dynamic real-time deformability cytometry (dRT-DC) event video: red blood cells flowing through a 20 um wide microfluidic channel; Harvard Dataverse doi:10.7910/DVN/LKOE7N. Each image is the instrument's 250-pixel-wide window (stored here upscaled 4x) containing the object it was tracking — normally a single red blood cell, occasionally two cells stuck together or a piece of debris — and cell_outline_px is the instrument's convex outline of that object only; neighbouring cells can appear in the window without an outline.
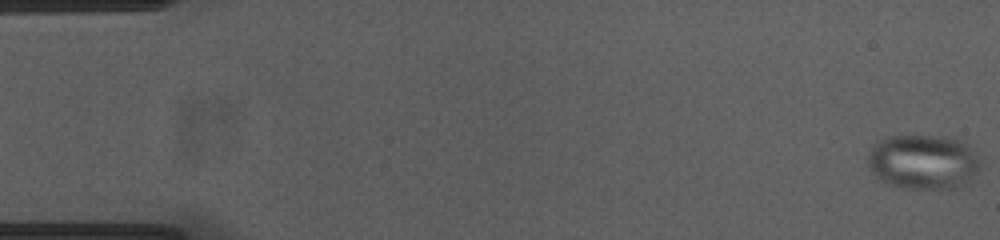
{"species": "common noctule bat (a hibernating species)", "species_latin": "Nyctalus noctula", "temperature_condition": "cold", "stored_images_in_passage": 55, "camera_frame_rate_fps": 3000, "um_per_image_px": 0.085, "animal": {"sex": "female", "body_mass_g": 23.0, "forearm_length_mm": 53.4}, "frame": {"image": 1, "passage_image": 1, "time_ms": 0.0, "image_size_px": [1000, 240], "cell_outline_px": [[980, 168], [968, 184], [960, 188], [904, 188], [888, 184], [880, 180], [872, 172], [868, 164], [868, 156], [876, 140], [888, 136], [956, 136], [964, 140], [976, 152], [980, 160]], "centroid_in_image_um": [78.53, 13.74], "position_along_channel_um": 6.5, "area_um2": 36.65}}
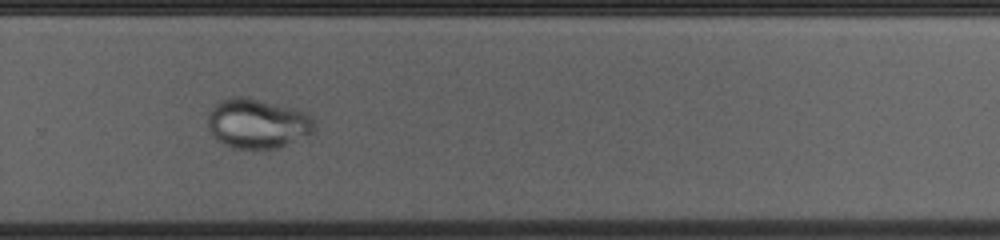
{"frame": {"image": 2, "passage_image": 37, "time_ms": 12.0, "image_size_px": [1000, 240], "cell_outline_px": [[316, 128], [312, 132], [276, 148], [236, 148], [224, 144], [212, 136], [208, 128], [208, 112], [212, 104], [220, 100], [236, 96], [244, 96], [296, 108], [308, 112], [312, 116], [316, 124]], "centroid_in_image_um": [21.86, 10.46], "position_along_channel_um": 307.9, "area_um2": 31.04}}
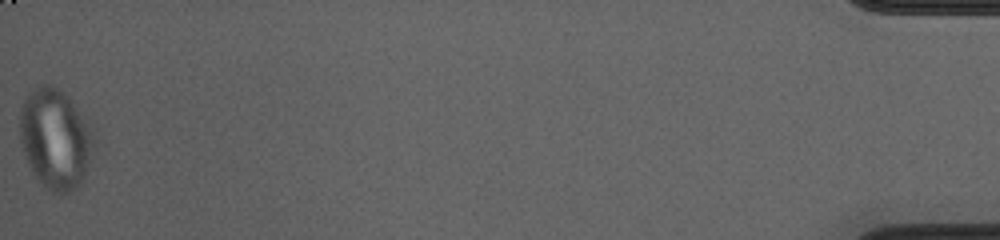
{"frame": {"image": 3, "passage_image": 55, "time_ms": 18.0, "image_size_px": [1000, 240], "cell_outline_px": [[92, 144], [84, 176], [80, 184], [68, 192], [60, 196], [52, 192], [32, 172], [28, 164], [20, 140], [20, 108], [28, 92], [44, 84], [48, 84], [64, 92], [68, 96], [92, 124]], "centroid_in_image_um": [4.68, 11.77], "position_along_channel_um": 430.5, "area_um2": 42.77}}